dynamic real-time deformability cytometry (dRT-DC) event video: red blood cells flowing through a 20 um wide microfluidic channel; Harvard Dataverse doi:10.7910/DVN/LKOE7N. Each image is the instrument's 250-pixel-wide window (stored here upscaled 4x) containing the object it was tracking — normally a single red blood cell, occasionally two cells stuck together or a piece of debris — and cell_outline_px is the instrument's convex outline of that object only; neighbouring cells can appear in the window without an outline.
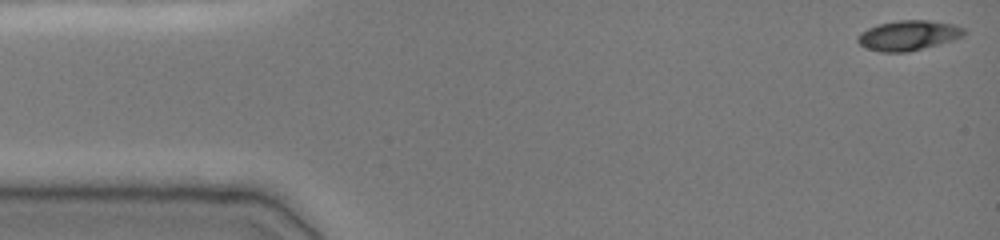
{"species": "common noctule bat (a hibernating species)", "species_latin": "Nyctalus noctula", "temperature_condition": "cold", "stored_images_in_passage": 44, "camera_frame_rate_fps": 3000, "um_per_image_px": 0.085, "animal": {"sex": "female", "body_mass_g": 19.0, "forearm_length_mm": 51.5}, "frame": {"image": 1, "passage_image": 1, "time_ms": 0.0, "image_size_px": [1000, 240], "cell_outline_px": [[968, 32], [964, 36], [952, 40], [908, 52], [880, 52], [868, 48], [860, 44], [856, 40], [856, 36], [860, 32], [868, 28], [880, 24], [900, 20], [928, 20], [956, 24], [964, 28]], "centroid_in_image_um": [77.23, 3.0], "position_along_channel_um": 7.8, "area_um2": 18.61}}
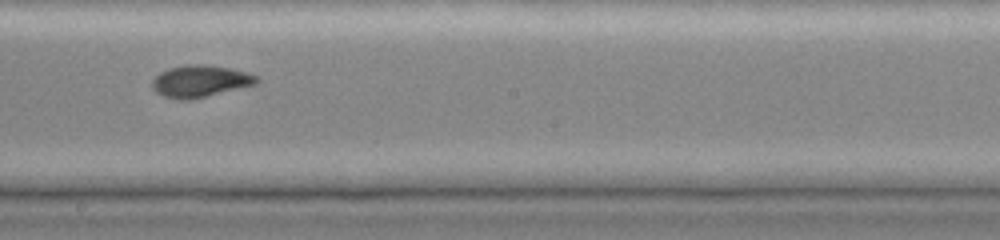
{"frame": {"image": 2, "passage_image": 27, "time_ms": 8.667, "image_size_px": [1000, 240], "cell_outline_px": [[260, 80], [256, 84], [188, 100], [180, 100], [164, 96], [156, 92], [152, 88], [152, 80], [160, 72], [168, 68], [188, 64], [204, 64], [228, 68], [248, 72], [256, 76]], "centroid_in_image_um": [16.99, 6.89], "position_along_channel_um": 231.2, "area_um2": 19.25}}
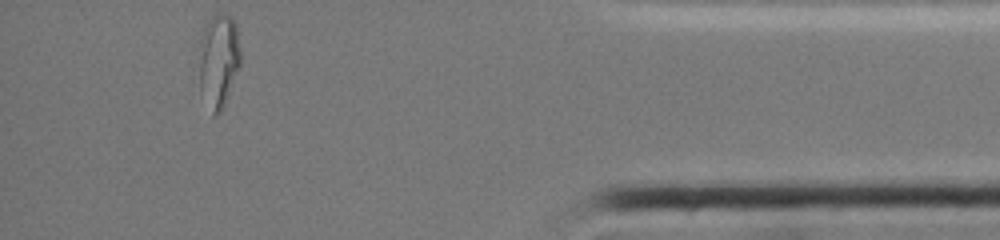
{"frame": {"image": 3, "passage_image": 44, "time_ms": 14.333, "image_size_px": [1000, 240], "cell_outline_px": [[240, 64], [224, 108], [216, 116], [212, 116], [200, 96], [200, 40], [204, 28], [208, 20], [216, 12], [224, 12], [232, 16], [236, 24], [240, 48]], "centroid_in_image_um": [18.58, 5.17], "position_along_channel_um": 416.6, "area_um2": 23.24}, "authors_computed_cell_mechanics": {"area_um2": 18.9295, "velocity_mm_per_s": 3.9, "shape_relaxation_time_tau1_ms": null, "shape_relaxation_time_tau2_ms": 1.8452, "deformation_change_tau1": null, "deformation_change_tau2": 0.0541}}